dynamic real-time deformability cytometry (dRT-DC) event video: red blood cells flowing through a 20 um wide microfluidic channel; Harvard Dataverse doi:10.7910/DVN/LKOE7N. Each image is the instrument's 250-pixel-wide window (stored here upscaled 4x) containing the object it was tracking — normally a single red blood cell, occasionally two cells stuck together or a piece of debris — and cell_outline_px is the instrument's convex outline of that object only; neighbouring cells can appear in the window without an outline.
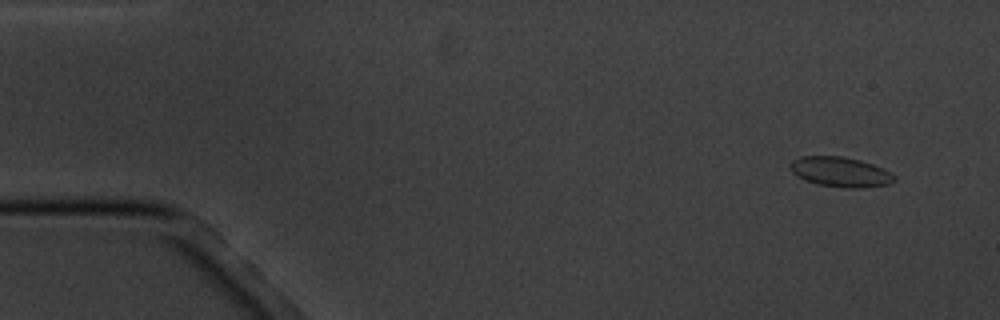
{"species": "common noctule bat (a hibernating species)", "species_latin": "Nyctalus noctula", "temperature_condition": "cold", "stored_images_in_passage": 7, "camera_frame_rate_fps": 3000, "um_per_image_px": 0.085, "animal": {"sex": "male", "body_mass_g": 20.1, "forearm_length_mm": 53.5}, "frame": {"image": 1, "passage_image": 1, "time_ms": 0.0, "image_size_px": [1000, 320], "cell_outline_px": [[896, 180], [888, 184], [860, 188], [844, 188], [816, 184], [804, 180], [796, 176], [792, 172], [788, 164], [792, 160], [800, 156], [840, 156], [860, 160], [884, 168], [896, 176]], "centroid_in_image_um": [71.41, 14.61], "position_along_channel_um": 13.6, "area_um2": 18.38}}
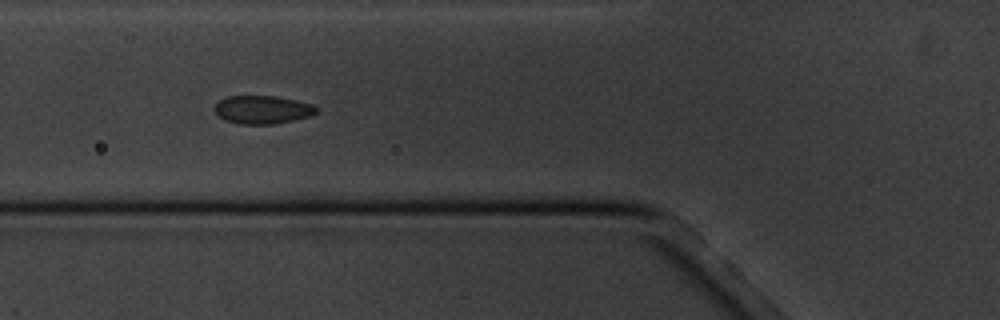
{"frame": {"image": 2, "passage_image": 6, "time_ms": 5.667, "image_size_px": [1000, 320], "cell_outline_px": [[320, 112], [312, 116], [272, 124], [236, 124], [224, 120], [212, 108], [220, 100], [228, 96], [276, 96], [296, 100], [312, 104], [320, 108]], "centroid_in_image_um": [22.35, 9.32], "position_along_channel_um": 103.5, "area_um2": 16.94}}
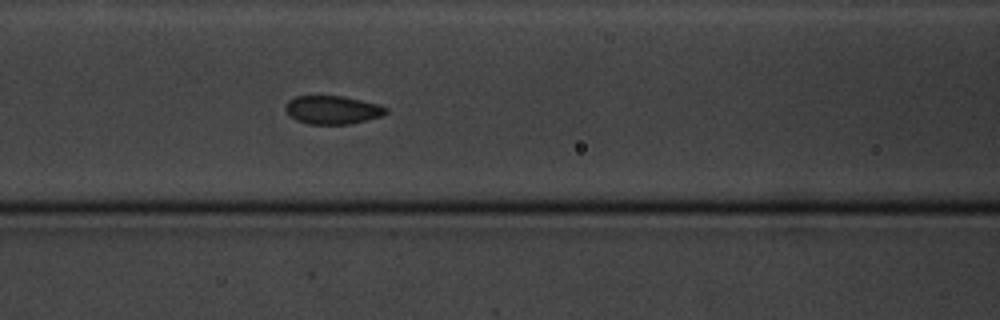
{"frame": {"image": 3, "passage_image": 7, "time_ms": 6.667, "image_size_px": [1000, 320], "cell_outline_px": [[388, 112], [384, 116], [352, 124], [308, 124], [296, 120], [284, 108], [288, 100], [296, 96], [344, 96], [376, 104], [388, 108]], "centroid_in_image_um": [28.29, 9.35], "position_along_channel_um": 138.3, "area_um2": 16.65}}